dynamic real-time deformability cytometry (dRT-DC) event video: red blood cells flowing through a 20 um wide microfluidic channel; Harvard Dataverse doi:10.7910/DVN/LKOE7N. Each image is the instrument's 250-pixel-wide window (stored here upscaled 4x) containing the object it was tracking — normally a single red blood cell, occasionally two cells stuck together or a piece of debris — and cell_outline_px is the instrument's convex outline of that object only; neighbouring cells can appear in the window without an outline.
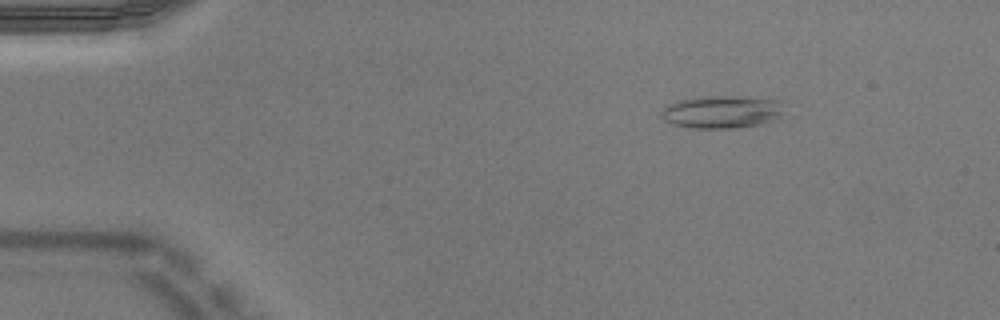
{"species": "Egyptian fruit bat (a non-hibernating species)", "species_latin": "Rousettus aegyptiacus", "temperature_condition": "warm", "stored_images_in_passage": 46, "camera_frame_rate_fps": 3000, "um_per_image_px": 0.085, "animal": {"sex": "male"}, "frame": {"image": 1, "passage_image": 3, "time_ms": 0.667, "image_size_px": [1000, 320], "cell_outline_px": [[780, 120], [760, 124], [736, 128], [692, 128], [672, 124], [664, 120], [664, 108], [668, 104], [676, 100], [700, 96], [740, 96], [780, 100]], "centroid_in_image_um": [61.37, 9.51], "position_along_channel_um": 23.6, "area_um2": 23.41}}
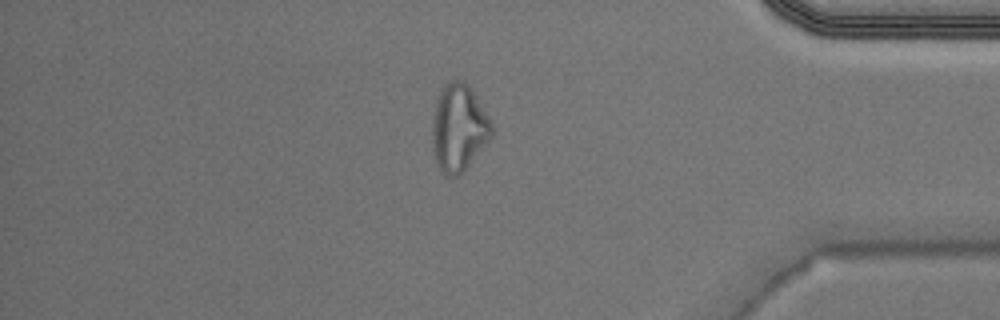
{"frame": {"image": 2, "passage_image": 39, "time_ms": 12.667, "image_size_px": [1000, 320], "cell_outline_px": [[492, 136], [464, 172], [460, 176], [448, 176], [440, 168], [436, 160], [432, 148], [432, 120], [436, 100], [440, 88], [448, 80], [464, 80], [472, 88], [488, 116], [492, 124]], "centroid_in_image_um": [38.98, 10.83], "position_along_channel_um": 396.2, "area_um2": 30.46}}
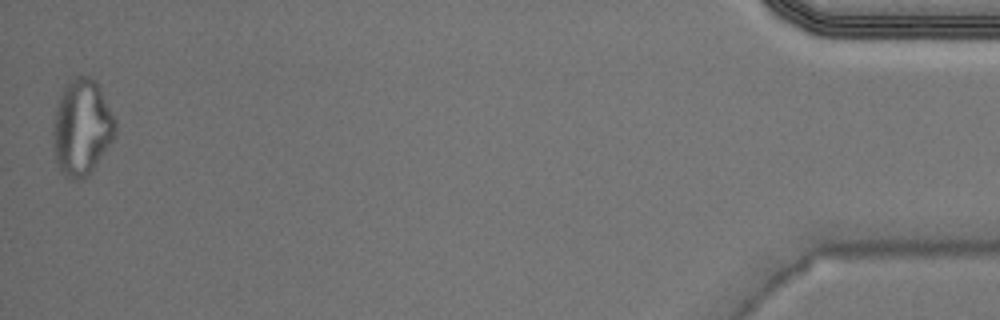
{"frame": {"image": 3, "passage_image": 46, "time_ms": 15.0, "image_size_px": [1000, 320], "cell_outline_px": [[116, 136], [88, 176], [80, 180], [68, 180], [60, 172], [56, 160], [52, 144], [52, 132], [56, 108], [60, 96], [64, 88], [76, 76], [88, 76], [100, 88], [116, 120]], "centroid_in_image_um": [6.95, 10.9], "position_along_channel_um": 428.3, "area_um2": 34.91}, "authors_computed_cell_mechanics": {"area_um2": 22.2241, "velocity_mm_per_s": 4.0034, "shape_relaxation_time_tau1_ms": null, "shape_relaxation_time_tau2_ms": 3.9288, "deformation_change_tau1": null, "deformation_change_tau2": 0.1492}}